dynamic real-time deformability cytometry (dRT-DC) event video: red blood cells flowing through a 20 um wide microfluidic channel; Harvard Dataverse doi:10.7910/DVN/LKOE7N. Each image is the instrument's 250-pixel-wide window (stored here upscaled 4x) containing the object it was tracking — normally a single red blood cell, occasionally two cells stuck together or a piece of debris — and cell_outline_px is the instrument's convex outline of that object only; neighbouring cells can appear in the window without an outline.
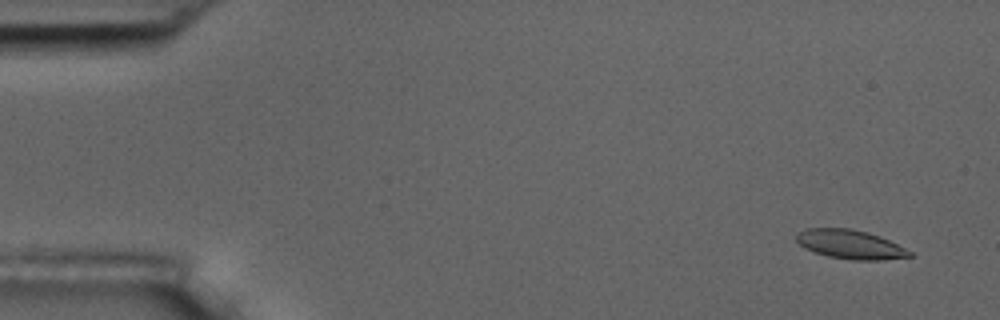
{"species": "common noctule bat (a hibernating species)", "species_latin": "Nyctalus noctula", "temperature_condition": "room temperature", "stored_images_in_passage": 6, "camera_frame_rate_fps": 3000, "um_per_image_px": 0.085, "animal": {"sex": "male", "body_mass_g": 17.5, "forearm_length_mm": 52.3}, "frame": {"image": 1, "passage_image": 1, "time_ms": 0.0, "image_size_px": [1000, 320], "cell_outline_px": [[916, 256], [880, 260], [848, 260], [828, 256], [804, 248], [796, 240], [796, 232], [804, 228], [852, 228], [868, 232], [880, 236], [912, 252]], "centroid_in_image_um": [72.26, 20.77], "position_along_channel_um": 12.7, "area_um2": 19.31}}